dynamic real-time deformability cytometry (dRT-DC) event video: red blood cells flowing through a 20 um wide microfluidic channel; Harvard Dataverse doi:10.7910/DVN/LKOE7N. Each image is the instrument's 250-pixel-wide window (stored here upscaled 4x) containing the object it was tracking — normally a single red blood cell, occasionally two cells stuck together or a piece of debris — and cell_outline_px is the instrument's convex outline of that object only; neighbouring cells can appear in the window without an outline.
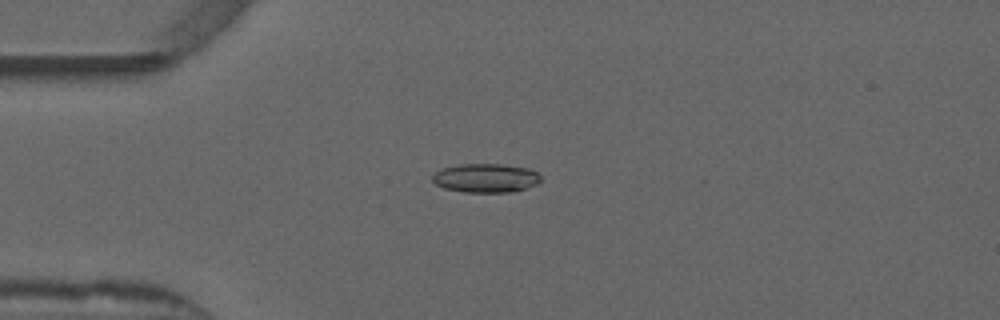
{"species": "common noctule bat (a hibernating species)", "species_latin": "Nyctalus noctula", "temperature_condition": "warm", "stored_images_in_passage": 43, "camera_frame_rate_fps": 3000, "um_per_image_px": 0.085, "animal": {"sex": "male", "forearm_length_mm": 52.5}, "frame": {"image": 1, "passage_image": 4, "time_ms": 1.0, "image_size_px": [1000, 320], "cell_outline_px": [[540, 180], [536, 184], [524, 188], [508, 192], [464, 192], [444, 188], [436, 184], [432, 180], [432, 176], [436, 172], [444, 168], [460, 164], [500, 164], [528, 168], [536, 172], [540, 176]], "centroid_in_image_um": [41.27, 15.13], "position_along_channel_um": 43.7, "area_um2": 17.98}}
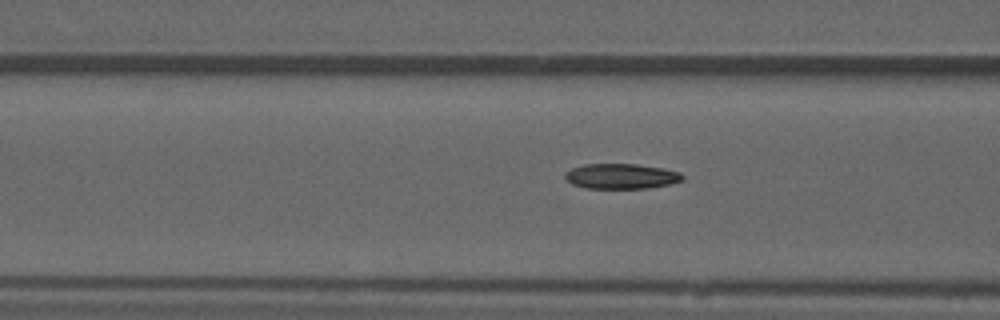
{"frame": {"image": 2, "passage_image": 11, "time_ms": 3.333, "image_size_px": [1000, 320], "cell_outline_px": [[684, 180], [672, 184], [644, 188], [584, 188], [572, 184], [564, 176], [564, 172], [572, 168], [584, 164], [636, 164], [664, 168], [680, 172], [684, 176]], "centroid_in_image_um": [52.82, 14.98], "position_along_channel_um": 113.8, "area_um2": 17.34}}
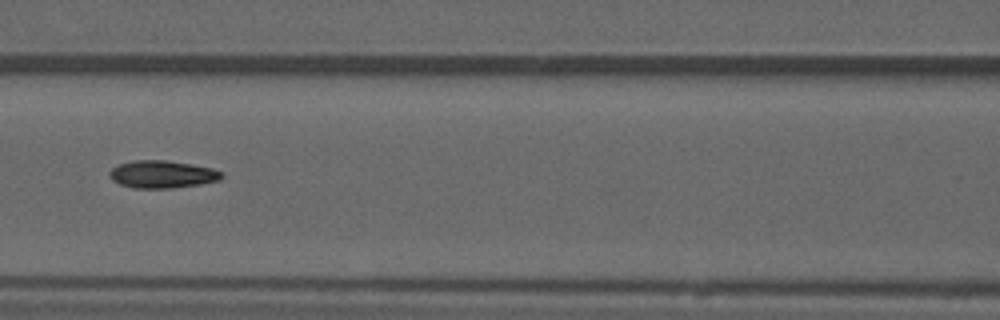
{"frame": {"image": 3, "passage_image": 14, "time_ms": 4.333, "image_size_px": [1000, 320], "cell_outline_px": [[224, 176], [220, 180], [200, 184], [172, 188], [136, 188], [120, 184], [112, 180], [108, 172], [112, 168], [120, 164], [136, 160], [164, 160], [212, 168], [224, 172]], "centroid_in_image_um": [13.81, 14.82], "position_along_channel_um": 152.8, "area_um2": 17.86}, "authors_computed_cell_mechanics": {"area_um2": 17.34, "velocity_mm_per_s": 3.868, "shape_relaxation_time_tau1_ms": null, "shape_relaxation_time_tau2_ms": 3.9025, "deformation_change_tau1": null, "deformation_change_tau2": 0.1177}}